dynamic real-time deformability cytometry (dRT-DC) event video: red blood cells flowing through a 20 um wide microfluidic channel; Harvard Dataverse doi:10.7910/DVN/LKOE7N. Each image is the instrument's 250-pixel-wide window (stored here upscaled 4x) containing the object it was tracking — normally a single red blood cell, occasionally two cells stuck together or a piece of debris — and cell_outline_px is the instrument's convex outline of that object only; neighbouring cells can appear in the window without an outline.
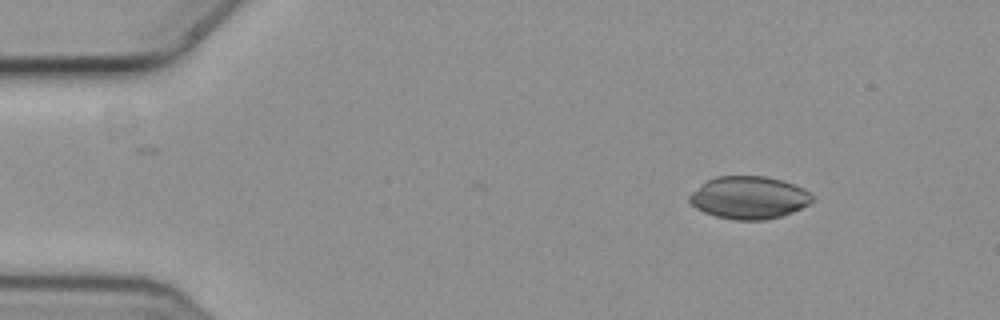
{"species": "common noctule bat (a hibernating species)", "species_latin": "Nyctalus noctula", "temperature_condition": "cold", "stored_images_in_passage": 4, "camera_frame_rate_fps": 3000, "um_per_image_px": 0.085, "animal": {"sex": "female", "body_mass_g": 19.3, "forearm_length_mm": 54.1}, "frame": {"image": 1, "passage_image": 2, "time_ms": 0.333, "image_size_px": [1000, 320], "cell_outline_px": [[812, 200], [808, 204], [792, 212], [780, 216], [764, 220], [732, 220], [716, 216], [704, 212], [696, 208], [688, 200], [688, 196], [692, 192], [708, 180], [716, 176], [768, 176], [804, 188], [812, 196]], "centroid_in_image_um": [63.64, 16.8], "position_along_channel_um": 21.4, "area_um2": 30.23}}
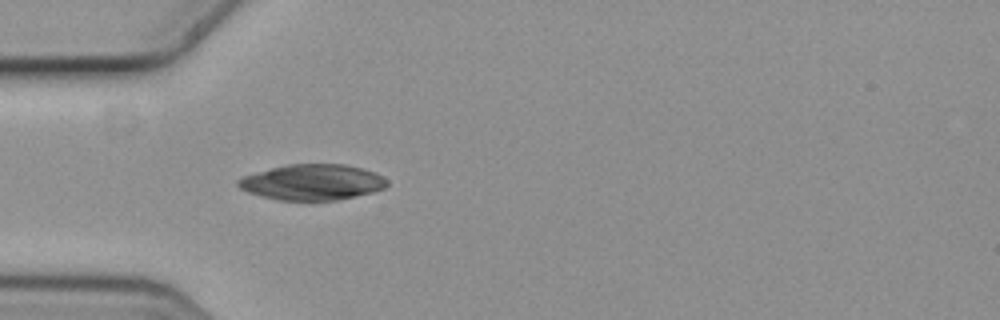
{"frame": {"image": 2, "passage_image": 4, "time_ms": 1.0, "image_size_px": [1000, 320], "cell_outline_px": [[388, 184], [384, 188], [372, 192], [356, 196], [336, 200], [280, 200], [260, 196], [248, 192], [240, 188], [236, 184], [236, 180], [244, 176], [272, 168], [288, 164], [344, 164], [376, 172], [388, 180]], "centroid_in_image_um": [26.56, 15.49], "position_along_channel_um": 58.4, "area_um2": 30.87}}